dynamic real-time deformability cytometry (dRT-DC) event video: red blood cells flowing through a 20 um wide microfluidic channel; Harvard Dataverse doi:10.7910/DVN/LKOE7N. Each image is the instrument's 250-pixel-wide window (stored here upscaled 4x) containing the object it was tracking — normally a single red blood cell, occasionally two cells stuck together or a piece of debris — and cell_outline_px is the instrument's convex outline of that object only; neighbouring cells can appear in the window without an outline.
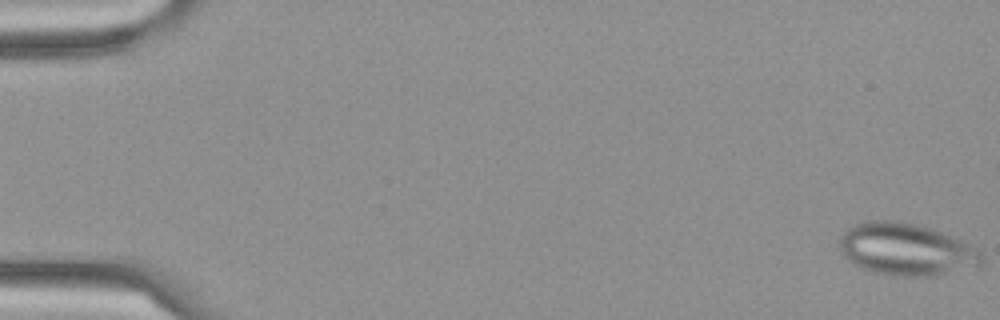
{"species": "Egyptian fruit bat (a non-hibernating species)", "species_latin": "Rousettus aegyptiacus", "temperature_condition": "cold", "stored_images_in_passage": 8, "camera_frame_rate_fps": 3000, "um_per_image_px": 0.085, "frame": {"image": 1, "passage_image": 1, "time_ms": 0.0, "image_size_px": [1000, 320], "cell_outline_px": [[984, 260], [980, 264], [936, 276], [888, 276], [864, 268], [848, 260], [844, 256], [840, 244], [840, 240], [844, 232], [848, 228], [864, 220], [892, 220], [912, 224], [928, 228], [940, 232], [960, 240], [984, 252]], "centroid_in_image_um": [77.03, 21.2], "position_along_channel_um": 8.0, "area_um2": 42.71}}